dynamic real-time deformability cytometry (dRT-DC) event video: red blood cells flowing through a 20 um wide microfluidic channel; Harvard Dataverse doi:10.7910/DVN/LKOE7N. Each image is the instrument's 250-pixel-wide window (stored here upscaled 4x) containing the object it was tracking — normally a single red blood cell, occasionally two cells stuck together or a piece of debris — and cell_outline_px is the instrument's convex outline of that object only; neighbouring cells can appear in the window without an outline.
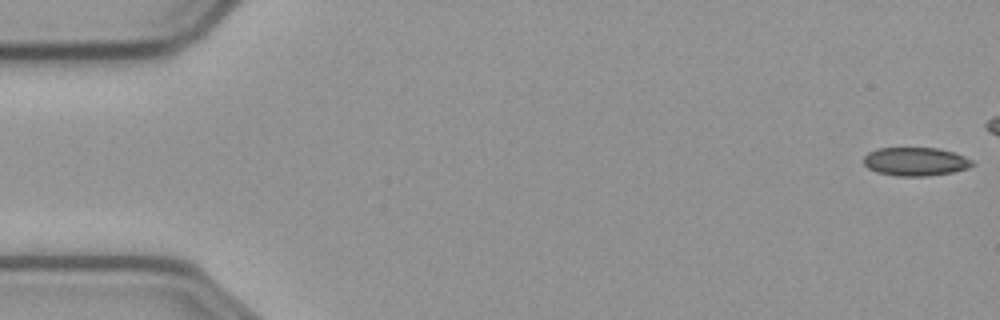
{"species": "common noctule bat (a hibernating species)", "species_latin": "Nyctalus noctula", "temperature_condition": "cold", "stored_images_in_passage": 46, "camera_frame_rate_fps": 3000, "um_per_image_px": 0.085, "animal": {"sex": "male", "body_mass_g": 23.1, "forearm_length_mm": 52.7}, "frame": {"image": 1, "passage_image": 1, "time_ms": 0.0, "image_size_px": [1000, 320], "cell_outline_px": [[976, 164], [968, 168], [952, 172], [928, 176], [900, 176], [876, 172], [868, 168], [864, 164], [864, 156], [868, 152], [880, 148], [936, 148], [952, 152], [964, 156], [972, 160]], "centroid_in_image_um": [77.82, 13.74], "position_along_channel_um": 7.2, "area_um2": 17.98}}
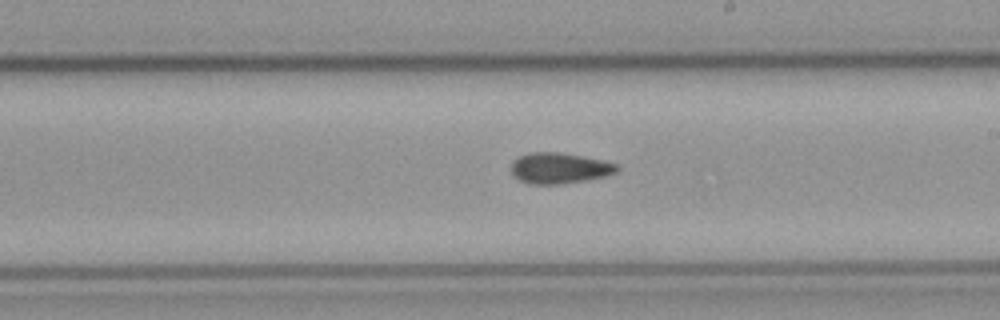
{"frame": {"image": 2, "passage_image": 32, "time_ms": 10.333, "image_size_px": [1000, 320], "cell_outline_px": [[620, 168], [616, 172], [604, 176], [588, 180], [560, 184], [528, 184], [512, 176], [512, 160], [520, 156], [532, 152], [560, 152], [600, 160], [616, 164]], "centroid_in_image_um": [47.51, 14.3], "position_along_channel_um": 241.5, "area_um2": 18.9}}
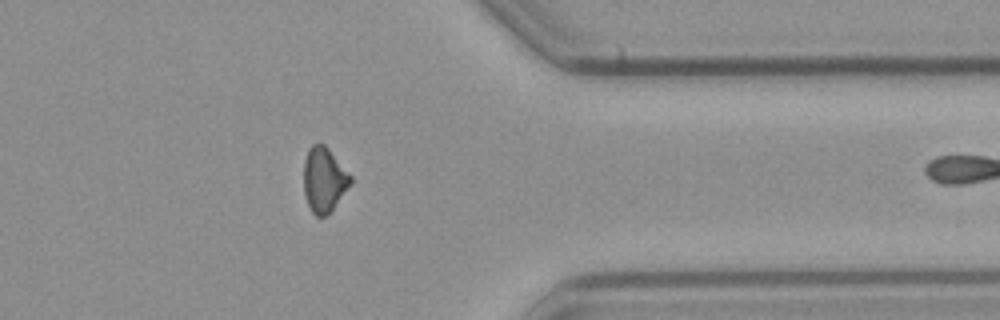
{"frame": {"image": 3, "passage_image": 45, "time_ms": 14.667, "image_size_px": [1000, 320], "cell_outline_px": [[352, 184], [332, 212], [324, 216], [316, 216], [312, 212], [308, 204], [304, 192], [304, 160], [308, 148], [312, 144], [324, 144], [328, 148], [352, 176]], "centroid_in_image_um": [27.57, 15.29], "position_along_channel_um": 383.8, "area_um2": 17.92}}